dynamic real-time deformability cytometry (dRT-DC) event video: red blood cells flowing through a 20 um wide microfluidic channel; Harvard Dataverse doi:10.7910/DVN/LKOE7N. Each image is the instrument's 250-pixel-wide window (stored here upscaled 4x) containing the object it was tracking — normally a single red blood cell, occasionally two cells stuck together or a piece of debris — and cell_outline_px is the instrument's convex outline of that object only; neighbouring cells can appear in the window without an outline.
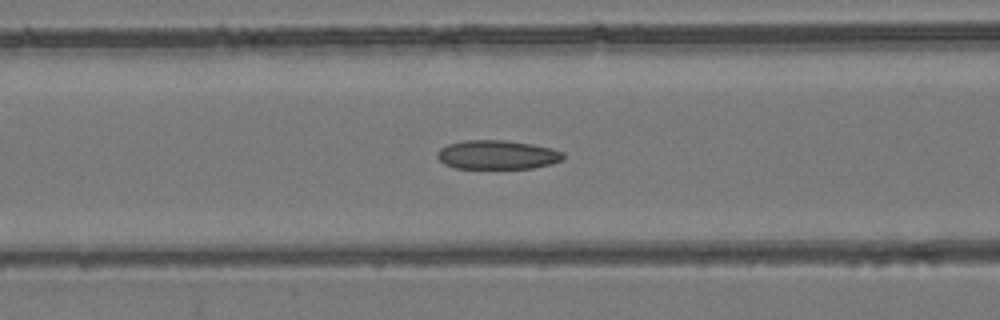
{"species": "common noctule bat (a hibernating species)", "species_latin": "Nyctalus noctula", "temperature_condition": "room temperature", "stored_images_in_passage": 53, "camera_frame_rate_fps": 3000, "um_per_image_px": 0.085, "animal": {"sex": "female", "body_mass_g": 24.6, "forearm_length_mm": 56.2}, "frame": {"image": 1, "passage_image": 22, "time_ms": 7.0, "image_size_px": [1000, 320], "cell_outline_px": [[564, 160], [552, 164], [532, 168], [456, 168], [444, 164], [436, 156], [436, 152], [440, 148], [448, 144], [464, 140], [504, 140], [532, 144], [552, 148], [564, 152]], "centroid_in_image_um": [42.28, 13.15], "position_along_channel_um": 124.3, "area_um2": 21.44}}
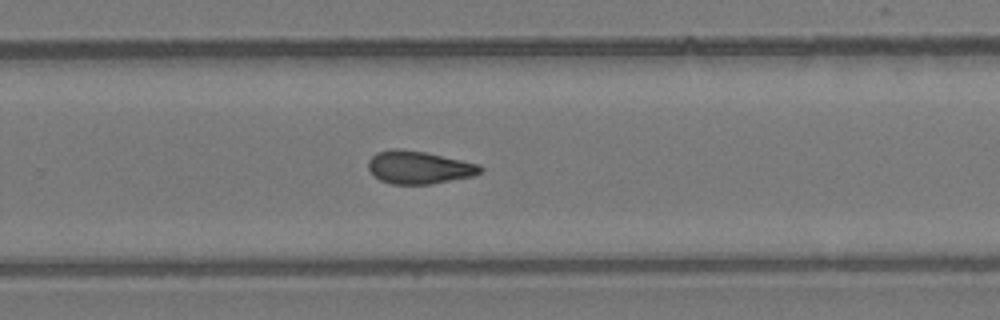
{"frame": {"image": 2, "passage_image": 35, "time_ms": 11.333, "image_size_px": [1000, 320], "cell_outline_px": [[484, 168], [480, 172], [472, 176], [432, 184], [392, 184], [380, 180], [368, 168], [368, 160], [376, 152], [392, 148], [400, 148], [424, 152], [480, 164]], "centroid_in_image_um": [35.6, 14.22], "position_along_channel_um": 294.2, "area_um2": 21.39}}
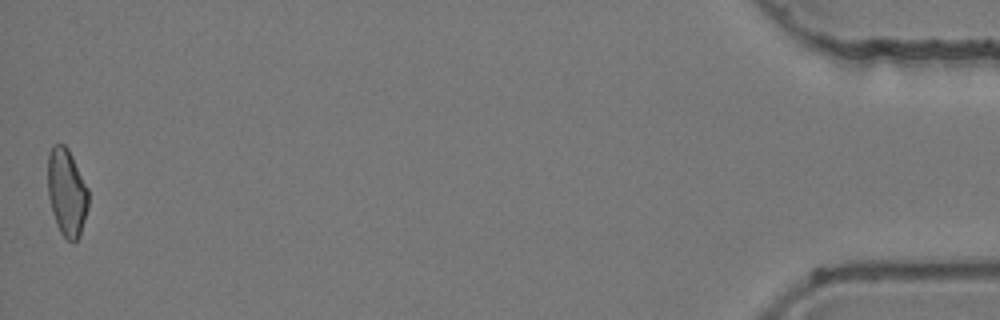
{"frame": {"image": 3, "passage_image": 53, "time_ms": 17.333, "image_size_px": [1000, 320], "cell_outline_px": [[88, 208], [80, 236], [72, 244], [60, 232], [56, 224], [52, 212], [48, 196], [48, 152], [52, 144], [64, 144], [68, 148], [88, 188]], "centroid_in_image_um": [5.67, 16.35], "position_along_channel_um": 429.5, "area_um2": 20.87}, "authors_computed_cell_mechanics": {"area_um2": 21.5016, "velocity_mm_per_s": 3.9308, "shape_relaxation_time_tau1_ms": null, "shape_relaxation_time_tau2_ms": 3.5771, "deformation_change_tau1": null, "deformation_change_tau2": 0.0976}}